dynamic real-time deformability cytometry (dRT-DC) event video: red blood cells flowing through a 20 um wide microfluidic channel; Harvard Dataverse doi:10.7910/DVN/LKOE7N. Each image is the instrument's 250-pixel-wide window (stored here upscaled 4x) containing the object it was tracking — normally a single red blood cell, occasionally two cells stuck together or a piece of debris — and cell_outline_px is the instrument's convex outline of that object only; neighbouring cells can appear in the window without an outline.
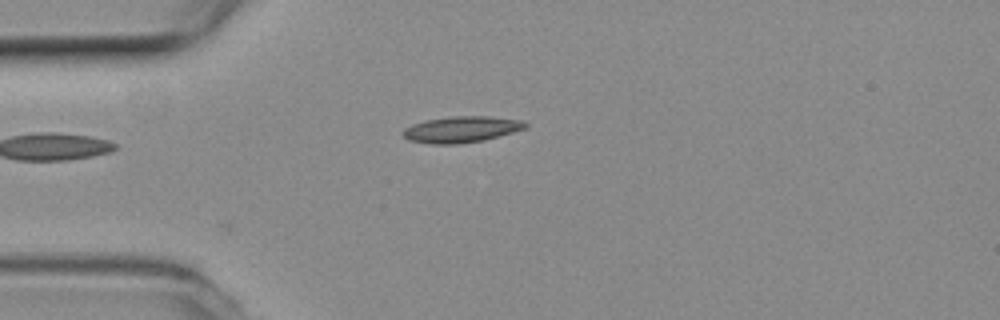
{"species": "common noctule bat (a hibernating species)", "species_latin": "Nyctalus noctula", "temperature_condition": "room temperature", "stored_images_in_passage": 5, "camera_frame_rate_fps": 3000, "um_per_image_px": 0.085, "animal": {"sex": "female", "body_mass_g": 19.3, "forearm_length_mm": 54.1}, "frame": {"image": 1, "passage_image": 5, "time_ms": 1.333, "image_size_px": [1000, 320], "cell_outline_px": [[528, 124], [524, 128], [512, 132], [484, 140], [456, 144], [432, 144], [408, 140], [400, 132], [404, 128], [412, 124], [428, 120], [452, 116], [488, 116], [524, 120]], "centroid_in_image_um": [39.19, 10.99], "position_along_channel_um": 45.8, "area_um2": 18.61}}